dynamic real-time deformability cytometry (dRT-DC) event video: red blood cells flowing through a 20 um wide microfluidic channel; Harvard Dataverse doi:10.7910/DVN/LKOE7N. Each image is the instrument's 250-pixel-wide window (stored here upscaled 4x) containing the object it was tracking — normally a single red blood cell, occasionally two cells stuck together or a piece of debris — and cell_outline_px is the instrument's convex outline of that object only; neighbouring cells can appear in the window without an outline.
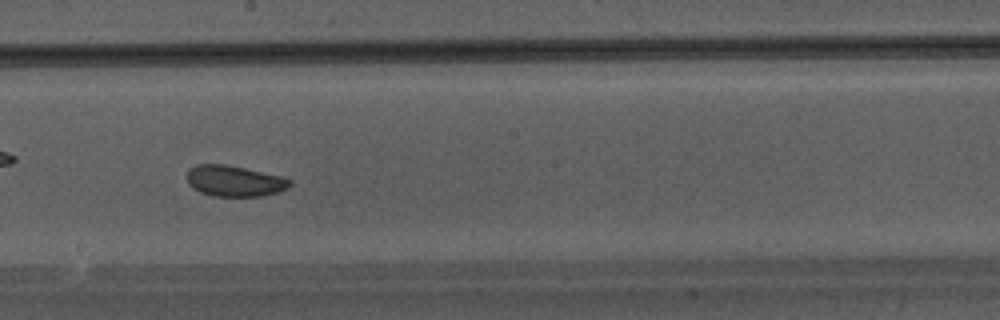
{"species": "Egyptian fruit bat (a non-hibernating species)", "species_latin": "Rousettus aegyptiacus", "temperature_condition": "warm", "stored_images_in_passage": 45, "camera_frame_rate_fps": 3000, "um_per_image_px": 0.085, "animal": {"sex": "male"}, "frame": {"image": 1, "passage_image": 26, "time_ms": 8.333, "image_size_px": [1000, 320], "cell_outline_px": [[292, 184], [288, 188], [276, 192], [260, 196], [212, 196], [200, 192], [192, 188], [188, 184], [188, 168], [196, 164], [224, 164], [244, 168], [280, 176], [292, 180]], "centroid_in_image_um": [19.9, 15.38], "position_along_channel_um": 228.3, "area_um2": 18.5}}